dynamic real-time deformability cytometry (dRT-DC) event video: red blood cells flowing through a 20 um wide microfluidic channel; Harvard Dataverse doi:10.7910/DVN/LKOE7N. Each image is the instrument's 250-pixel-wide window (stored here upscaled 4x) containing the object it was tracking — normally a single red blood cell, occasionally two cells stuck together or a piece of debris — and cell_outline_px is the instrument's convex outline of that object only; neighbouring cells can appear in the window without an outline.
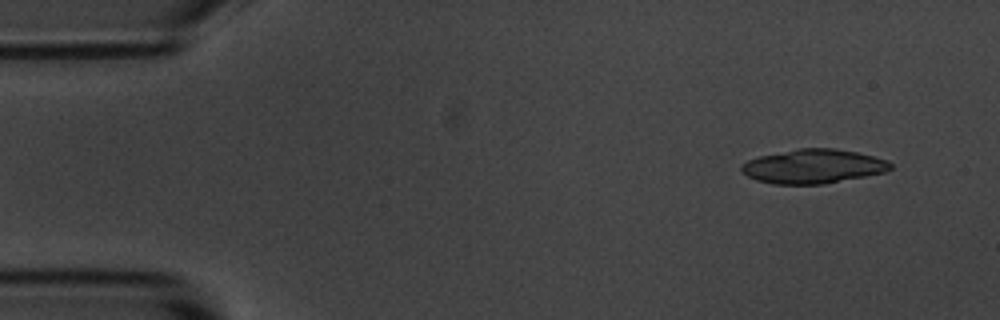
{"species": "common noctule bat (a hibernating species)", "species_latin": "Nyctalus noctula", "temperature_condition": "room temperature", "stored_images_in_passage": 14, "camera_frame_rate_fps": 3000, "um_per_image_px": 0.085, "animal": {"sex": "male", "body_mass_g": 20.1, "forearm_length_mm": 53.5}, "frame": {"image": 1, "passage_image": 1, "time_ms": 0.0, "image_size_px": [1000, 320], "cell_outline_px": [[892, 168], [884, 172], [824, 184], [772, 184], [756, 180], [740, 172], [740, 164], [748, 160], [760, 156], [796, 148], [836, 148], [856, 152], [888, 160], [892, 164]], "centroid_in_image_um": [69.08, 14.14], "position_along_channel_um": 15.9, "area_um2": 29.71}}
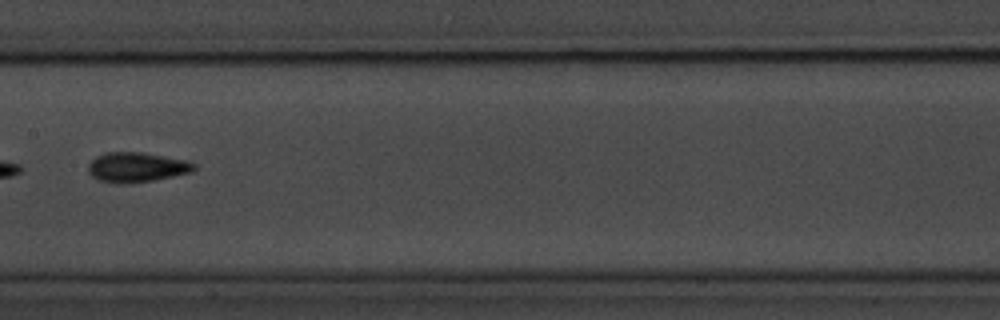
{"frame": {"image": 2, "passage_image": 7, "time_ms": 2.0, "image_size_px": [1000, 320], "cell_outline_px": [[196, 168], [192, 172], [152, 180], [128, 184], [120, 184], [100, 180], [92, 176], [88, 172], [88, 164], [96, 156], [104, 152], [140, 152], [188, 160], [196, 164]], "centroid_in_image_um": [11.61, 14.21], "position_along_channel_um": 195.8, "area_um2": 18.44}}
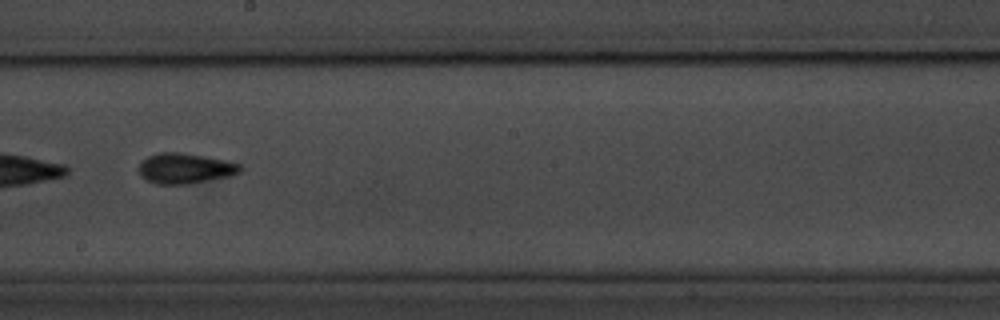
{"frame": {"image": 3, "passage_image": 8, "time_ms": 2.333, "image_size_px": [1000, 320], "cell_outline_px": [[244, 168], [240, 172], [232, 176], [188, 184], [156, 184], [140, 176], [140, 160], [148, 156], [160, 152], [180, 152], [228, 160], [240, 164]], "centroid_in_image_um": [15.77, 14.31], "position_along_channel_um": 232.4, "area_um2": 18.15}}